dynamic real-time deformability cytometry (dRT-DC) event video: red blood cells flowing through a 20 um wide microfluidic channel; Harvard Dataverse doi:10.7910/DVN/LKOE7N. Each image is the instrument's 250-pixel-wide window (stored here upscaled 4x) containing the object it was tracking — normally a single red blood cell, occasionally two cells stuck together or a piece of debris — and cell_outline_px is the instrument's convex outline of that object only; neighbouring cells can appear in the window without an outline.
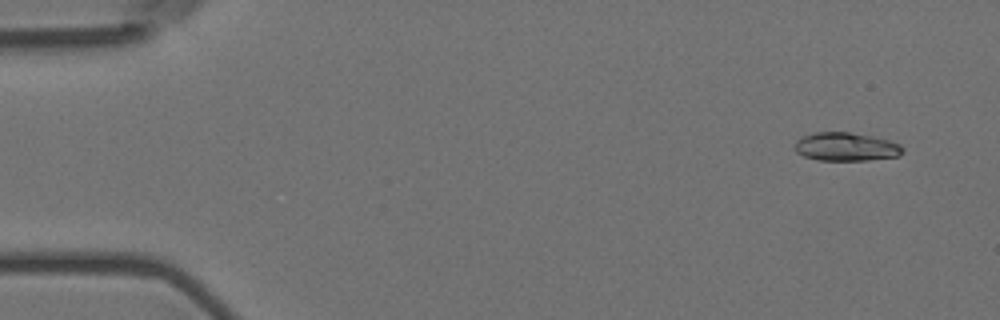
{"species": "Egyptian fruit bat (a non-hibernating species)", "species_latin": "Rousettus aegyptiacus", "temperature_condition": "room temperature", "stored_images_in_passage": 8, "camera_frame_rate_fps": 3000, "um_per_image_px": 0.085, "animal": {"sex": "female"}, "frame": {"image": 1, "passage_image": 1, "time_ms": 0.0, "image_size_px": [1000, 320], "cell_outline_px": [[904, 152], [900, 156], [868, 160], [816, 160], [804, 156], [796, 152], [796, 140], [800, 136], [816, 132], [848, 132], [872, 136], [888, 140], [900, 144], [904, 148]], "centroid_in_image_um": [71.92, 12.47], "position_along_channel_um": 13.1, "area_um2": 17.98}}
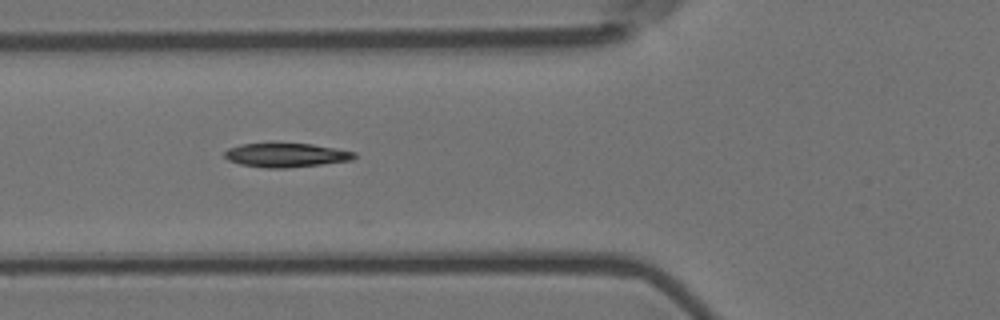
{"frame": {"image": 2, "passage_image": 6, "time_ms": 1.667, "image_size_px": [1000, 320], "cell_outline_px": [[356, 156], [352, 160], [288, 168], [264, 168], [240, 164], [228, 160], [224, 156], [224, 152], [228, 148], [240, 144], [312, 144], [336, 148], [356, 152]], "centroid_in_image_um": [24.31, 13.19], "position_along_channel_um": 101.5, "area_um2": 18.03}}
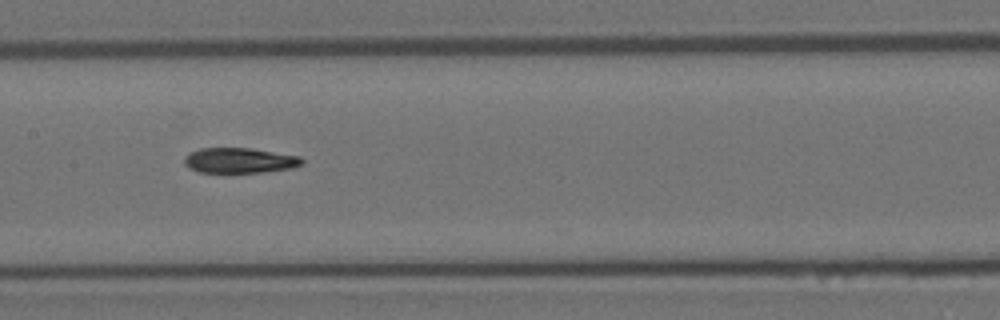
{"frame": {"image": 3, "passage_image": 8, "time_ms": 2.333, "image_size_px": [1000, 320], "cell_outline_px": [[304, 164], [292, 168], [264, 172], [200, 172], [188, 168], [184, 164], [184, 156], [188, 152], [200, 148], [248, 148], [300, 156], [304, 160]], "centroid_in_image_um": [20.35, 13.63], "position_along_channel_um": 187.1, "area_um2": 17.4}}